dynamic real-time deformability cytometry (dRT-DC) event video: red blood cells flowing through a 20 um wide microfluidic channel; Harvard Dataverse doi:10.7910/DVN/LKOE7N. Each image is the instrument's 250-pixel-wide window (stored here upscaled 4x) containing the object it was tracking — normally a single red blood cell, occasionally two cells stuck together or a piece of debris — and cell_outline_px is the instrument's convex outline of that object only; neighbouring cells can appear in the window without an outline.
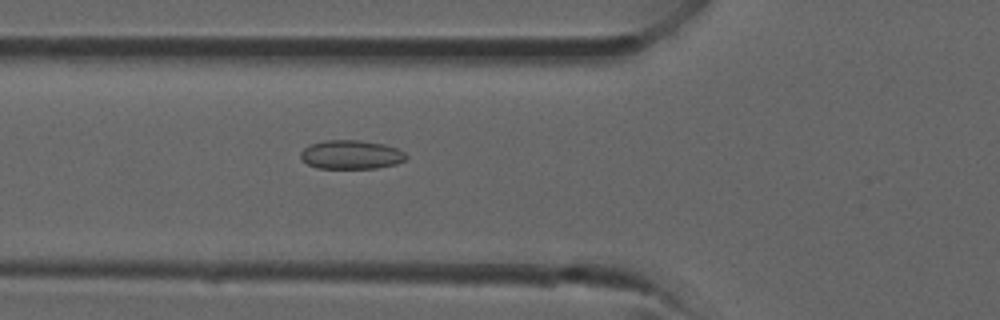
{"species": "common noctule bat (a hibernating species)", "species_latin": "Nyctalus noctula", "temperature_condition": "room temperature", "stored_images_in_passage": 37, "camera_frame_rate_fps": 3000, "um_per_image_px": 0.085, "animal": {"sex": "male", "forearm_length_mm": 52.5}, "frame": {"image": 1, "passage_image": 13, "time_ms": 4.0, "image_size_px": [1000, 320], "cell_outline_px": [[408, 156], [404, 160], [396, 164], [376, 168], [316, 168], [308, 164], [300, 156], [300, 152], [304, 148], [312, 144], [324, 140], [360, 140], [384, 144], [396, 148], [404, 152]], "centroid_in_image_um": [29.85, 13.14], "position_along_channel_um": 95.9, "area_um2": 17.69}}
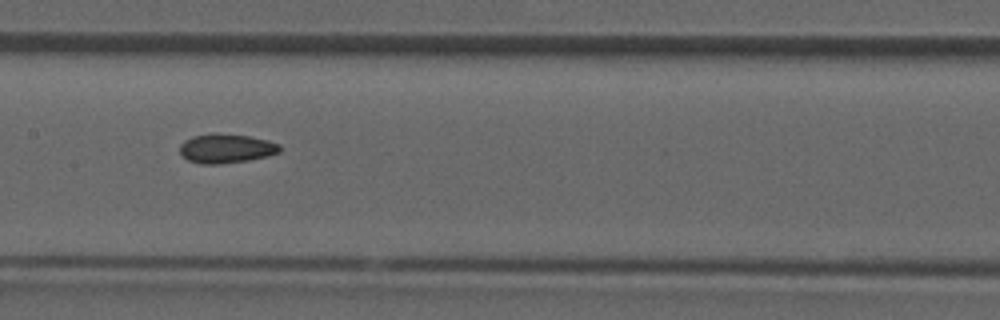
{"frame": {"image": 2, "passage_image": 18, "time_ms": 5.667, "image_size_px": [1000, 320], "cell_outline_px": [[280, 152], [268, 156], [248, 160], [216, 164], [200, 164], [188, 160], [180, 152], [180, 144], [184, 140], [192, 136], [216, 132], [248, 136], [268, 140], [280, 144]], "centroid_in_image_um": [19.22, 12.6], "position_along_channel_um": 188.2, "area_um2": 17.11}}
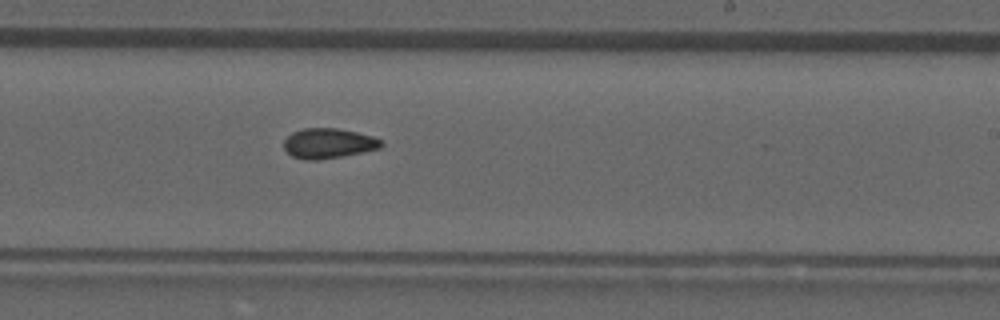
{"frame": {"image": 3, "passage_image": 22, "time_ms": 7.0, "image_size_px": [1000, 320], "cell_outline_px": [[384, 144], [380, 148], [340, 156], [316, 160], [304, 160], [292, 156], [284, 148], [284, 140], [292, 132], [304, 128], [336, 128], [356, 132], [372, 136], [380, 140]], "centroid_in_image_um": [27.88, 12.18], "position_along_channel_um": 261.1, "area_um2": 16.82}}